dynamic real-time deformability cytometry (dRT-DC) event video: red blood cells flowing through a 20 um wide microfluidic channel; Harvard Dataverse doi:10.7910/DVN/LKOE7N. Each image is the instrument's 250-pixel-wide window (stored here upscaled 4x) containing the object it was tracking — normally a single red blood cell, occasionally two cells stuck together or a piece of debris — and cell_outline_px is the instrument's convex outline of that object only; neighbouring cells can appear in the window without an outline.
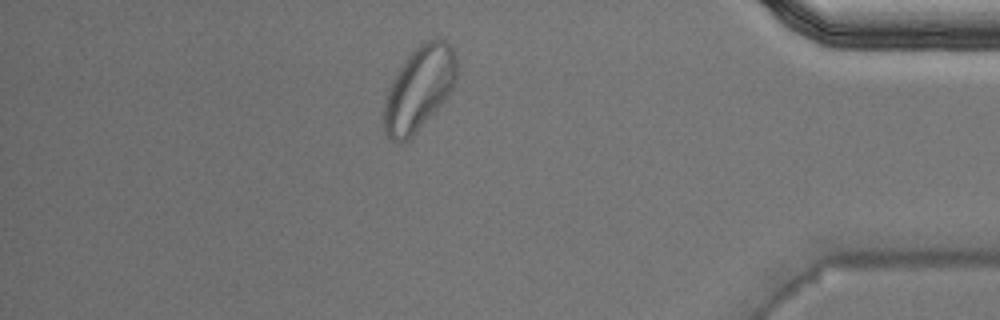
{"species": "Egyptian fruit bat (a non-hibernating species)", "species_latin": "Rousettus aegyptiacus", "temperature_condition": "warm", "stored_images_in_passage": 45, "camera_frame_rate_fps": 3000, "um_per_image_px": 0.085, "animal": {"sex": "male"}, "frame": {"image": 1, "passage_image": 39, "time_ms": 12.667, "image_size_px": [1000, 320], "cell_outline_px": [[456, 80], [448, 96], [412, 136], [408, 140], [400, 144], [392, 140], [384, 132], [380, 124], [380, 120], [384, 96], [392, 80], [404, 60], [420, 44], [428, 40], [444, 40], [452, 44], [456, 56]], "centroid_in_image_um": [35.56, 7.57], "position_along_channel_um": 399.6, "area_um2": 36.01}, "authors_computed_cell_mechanics": {"area_um2": 23.987, "velocity_mm_per_s": 3.936, "shape_relaxation_time_tau1_ms": null, "shape_relaxation_time_tau2_ms": 0.8863, "deformation_change_tau1": null, "deformation_change_tau2": 0.0763}}